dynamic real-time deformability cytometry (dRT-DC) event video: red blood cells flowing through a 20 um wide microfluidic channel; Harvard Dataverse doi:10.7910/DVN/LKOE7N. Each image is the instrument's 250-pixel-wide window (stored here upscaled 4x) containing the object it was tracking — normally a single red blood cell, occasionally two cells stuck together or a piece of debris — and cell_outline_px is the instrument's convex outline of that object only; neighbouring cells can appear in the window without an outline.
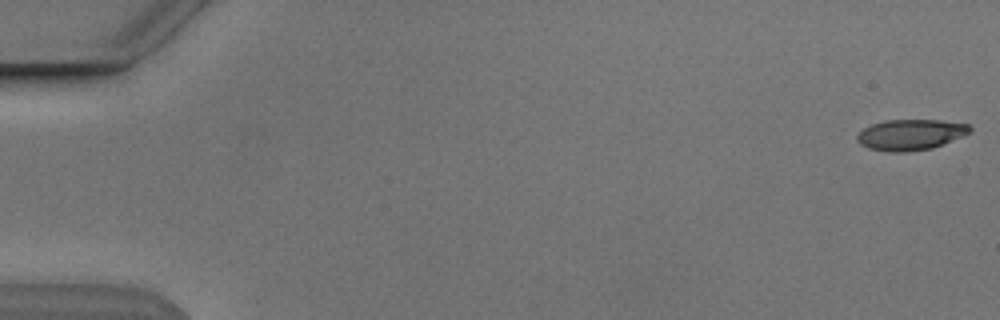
{"species": "Egyptian fruit bat (a non-hibernating species)", "species_latin": "Rousettus aegyptiacus", "temperature_condition": "cold", "stored_images_in_passage": 54, "camera_frame_rate_fps": 3000, "um_per_image_px": 0.085, "animal": {"sex": "male"}, "frame": {"image": 1, "passage_image": 1, "time_ms": 0.0, "image_size_px": [1000, 320], "cell_outline_px": [[972, 132], [964, 136], [932, 148], [908, 152], [888, 152], [868, 148], [860, 144], [856, 140], [856, 136], [864, 128], [872, 124], [884, 120], [940, 120], [968, 124], [972, 128]], "centroid_in_image_um": [77.41, 11.45], "position_along_channel_um": 7.6, "area_um2": 20.4}}
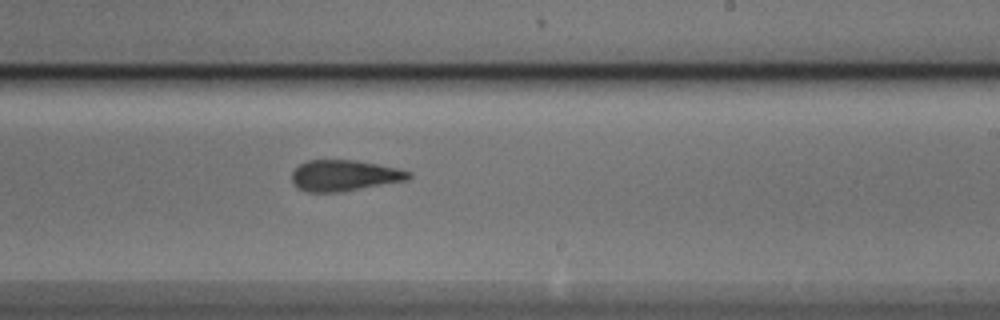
{"frame": {"image": 2, "passage_image": 33, "time_ms": 10.667, "image_size_px": [1000, 320], "cell_outline_px": [[412, 176], [408, 180], [340, 192], [308, 192], [296, 188], [292, 180], [292, 172], [300, 164], [308, 160], [356, 160], [396, 168], [412, 172]], "centroid_in_image_um": [29.26, 14.92], "position_along_channel_um": 259.7, "area_um2": 21.1}}
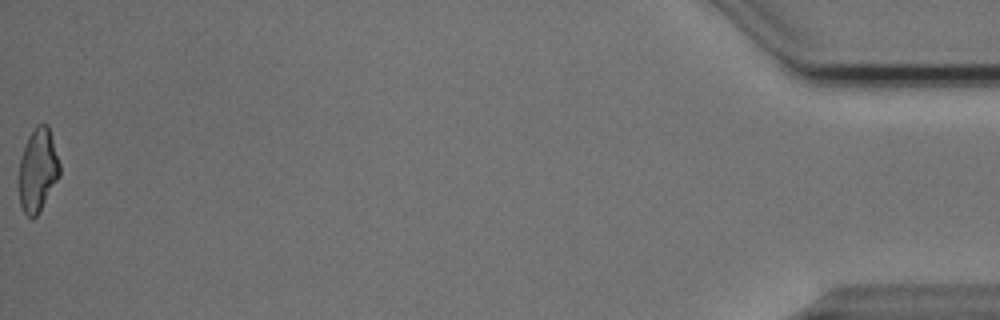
{"frame": {"image": 3, "passage_image": 54, "time_ms": 17.667, "image_size_px": [1000, 320], "cell_outline_px": [[60, 176], [36, 216], [32, 220], [24, 212], [20, 204], [20, 156], [28, 136], [36, 124], [48, 124], [60, 164]], "centroid_in_image_um": [3.22, 14.43], "position_along_channel_um": 432.0, "area_um2": 19.59}, "authors_computed_cell_mechanics": {"area_um2": 21.097, "velocity_mm_per_s": 3.865, "shape_relaxation_time_tau1_ms": 5.4608, "shape_relaxation_time_tau2_ms": 1.8832, "deformation_change_tau1": 0.1921, "deformation_change_tau2": 0.1188}}